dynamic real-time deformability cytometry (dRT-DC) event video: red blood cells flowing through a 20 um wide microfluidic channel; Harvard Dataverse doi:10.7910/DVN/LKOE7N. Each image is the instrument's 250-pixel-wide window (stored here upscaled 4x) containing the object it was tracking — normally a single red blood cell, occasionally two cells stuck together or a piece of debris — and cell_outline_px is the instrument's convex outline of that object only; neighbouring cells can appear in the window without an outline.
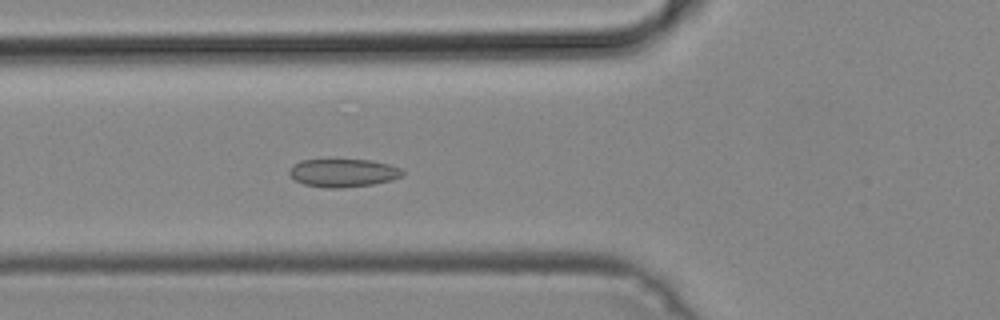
{"species": "common noctule bat (a hibernating species)", "species_latin": "Nyctalus noctula", "temperature_condition": "cold", "stored_images_in_passage": 37, "camera_frame_rate_fps": 3000, "um_per_image_px": 0.085, "animal": {"sex": "male", "body_mass_g": 19.2, "forearm_length_mm": 51.8}, "frame": {"image": 1, "passage_image": 15, "time_ms": 4.667, "image_size_px": [1000, 320], "cell_outline_px": [[404, 172], [400, 176], [392, 180], [372, 184], [340, 188], [328, 188], [304, 184], [296, 180], [288, 172], [292, 164], [300, 160], [372, 160], [392, 164], [400, 168]], "centroid_in_image_um": [29.17, 14.68], "position_along_channel_um": 96.6, "area_um2": 18.5}}
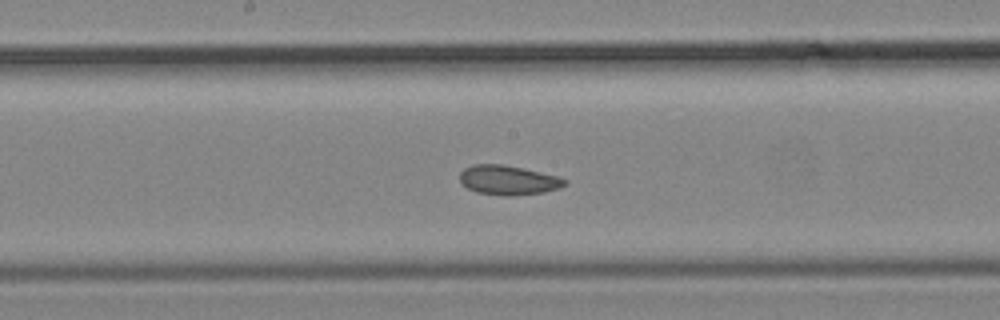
{"frame": {"image": 2, "passage_image": 23, "time_ms": 7.333, "image_size_px": [1000, 320], "cell_outline_px": [[568, 184], [560, 188], [544, 192], [512, 196], [504, 196], [476, 192], [460, 184], [460, 172], [464, 168], [472, 164], [504, 164], [524, 168], [560, 176], [568, 180]], "centroid_in_image_um": [43.22, 15.3], "position_along_channel_um": 205.0, "area_um2": 18.44}}
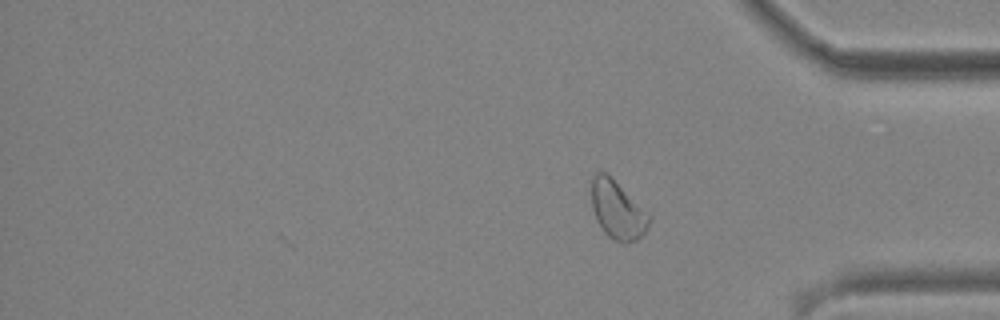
{"frame": {"image": 3, "passage_image": 37, "time_ms": 12.0, "image_size_px": [1000, 320], "cell_outline_px": [[652, 216], [648, 228], [636, 240], [624, 244], [612, 240], [604, 232], [596, 220], [592, 208], [592, 172], [608, 172]], "centroid_in_image_um": [52.49, 17.83], "position_along_channel_um": 382.7, "area_um2": 20.0}}